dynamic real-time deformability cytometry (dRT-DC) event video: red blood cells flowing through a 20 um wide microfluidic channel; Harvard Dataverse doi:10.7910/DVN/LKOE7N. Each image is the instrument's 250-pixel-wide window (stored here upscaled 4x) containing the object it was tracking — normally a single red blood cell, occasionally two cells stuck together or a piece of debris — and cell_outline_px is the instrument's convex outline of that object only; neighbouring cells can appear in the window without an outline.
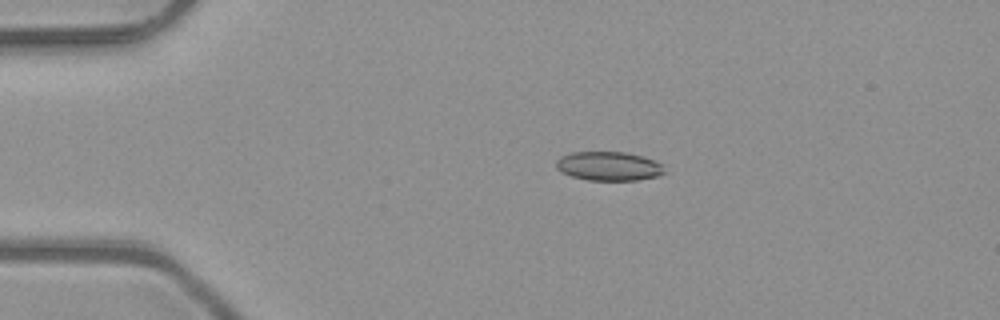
{"species": "common noctule bat (a hibernating species)", "species_latin": "Nyctalus noctula", "temperature_condition": "room temperature", "stored_images_in_passage": 4, "camera_frame_rate_fps": 3000, "um_per_image_px": 0.085, "animal": {"sex": "male", "body_mass_g": 23.1, "forearm_length_mm": 52.7}, "frame": {"image": 1, "passage_image": 3, "time_ms": 0.667, "image_size_px": [1000, 320], "cell_outline_px": [[664, 172], [656, 176], [636, 180], [588, 180], [572, 176], [560, 172], [556, 168], [556, 160], [560, 156], [572, 152], [624, 152], [656, 160], [660, 164]], "centroid_in_image_um": [51.68, 14.12], "position_along_channel_um": 33.3, "area_um2": 18.15}}